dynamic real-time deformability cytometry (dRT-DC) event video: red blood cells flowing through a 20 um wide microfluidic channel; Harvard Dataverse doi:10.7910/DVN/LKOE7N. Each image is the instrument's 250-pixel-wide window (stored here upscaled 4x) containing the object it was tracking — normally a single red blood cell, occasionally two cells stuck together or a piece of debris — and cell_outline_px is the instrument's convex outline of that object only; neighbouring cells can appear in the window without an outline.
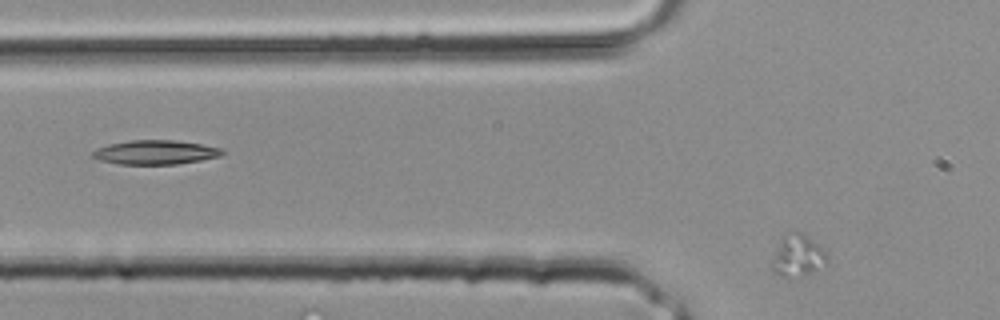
{"species": "common noctule bat (a hibernating species)", "species_latin": "Nyctalus noctula", "temperature_condition": "room temperature", "stored_images_in_passage": 12, "segment_of_instrument_passage": [2, 2], "camera_frame_rate_fps": 3000, "um_per_image_px": 0.085, "animal": {"sex": "male", "body_mass_g": 20.4}, "frame": {"image": 1, "passage_image": 12, "time_ms": 3.667, "image_size_px": [1000, 320], "cell_outline_px": [[828, 260], [812, 272], [788, 280], [780, 276], [772, 268], [772, 260], [780, 240], [784, 232], [800, 232], [816, 244], [828, 256]], "centroid_in_image_um": [67.75, 21.76], "position_along_channel_um": 58.0, "area_um2": 13.12}}